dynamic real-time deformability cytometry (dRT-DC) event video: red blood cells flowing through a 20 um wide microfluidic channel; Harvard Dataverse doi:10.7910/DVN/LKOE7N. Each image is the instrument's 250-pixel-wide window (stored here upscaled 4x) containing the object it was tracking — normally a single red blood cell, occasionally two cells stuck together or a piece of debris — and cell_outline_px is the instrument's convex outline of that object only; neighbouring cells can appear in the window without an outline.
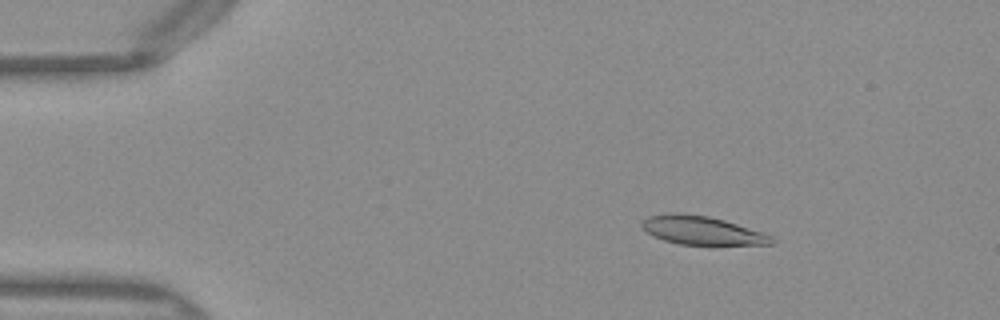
{"species": "Egyptian fruit bat (a non-hibernating species)", "species_latin": "Rousettus aegyptiacus", "temperature_condition": "warm", "stored_images_in_passage": 43, "camera_frame_rate_fps": 3000, "um_per_image_px": 0.085, "frame": {"image": 1, "passage_image": 1, "time_ms": 0.0, "image_size_px": [1000, 320], "cell_outline_px": [[776, 240], [772, 244], [716, 248], [680, 244], [664, 240], [648, 232], [640, 224], [648, 216], [708, 216], [724, 220], [764, 232], [772, 236]], "centroid_in_image_um": [59.89, 19.7], "position_along_channel_um": 25.1, "area_um2": 21.68}}
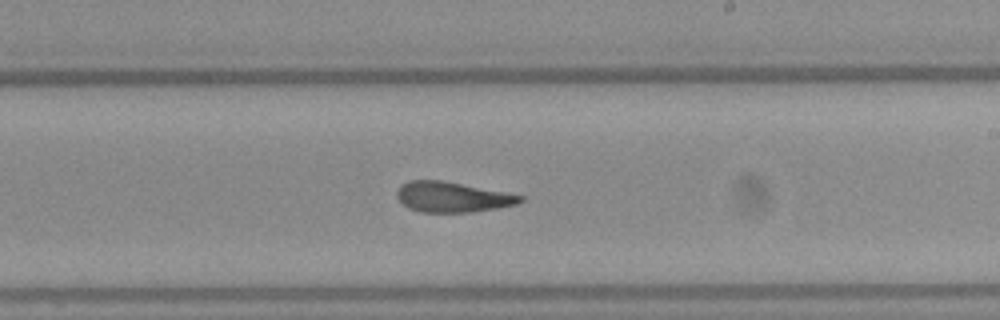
{"frame": {"image": 2, "passage_image": 23, "time_ms": 7.333, "image_size_px": [1000, 320], "cell_outline_px": [[524, 200], [516, 204], [496, 208], [472, 212], [420, 212], [408, 208], [400, 204], [396, 196], [396, 192], [400, 184], [408, 180], [444, 180], [524, 196]], "centroid_in_image_um": [38.37, 16.74], "position_along_channel_um": 250.6, "area_um2": 21.96}}
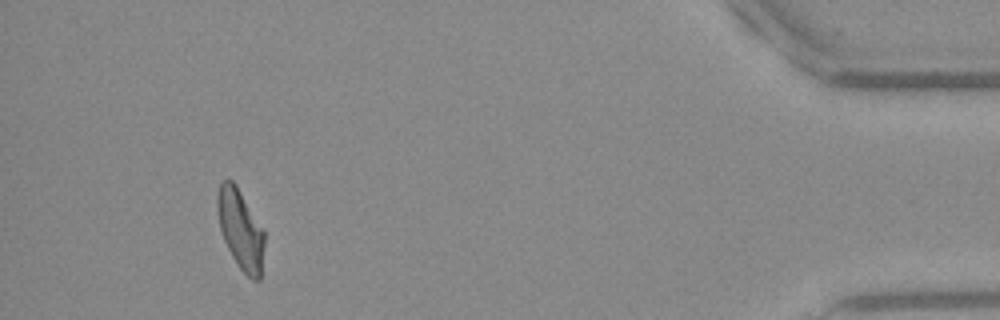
{"frame": {"image": 3, "passage_image": 40, "time_ms": 13.0, "image_size_px": [1000, 320], "cell_outline_px": [[264, 244], [260, 280], [252, 280], [240, 268], [232, 256], [224, 240], [220, 228], [216, 204], [216, 200], [220, 184], [224, 180], [232, 180], [236, 184], [264, 228]], "centroid_in_image_um": [20.46, 19.48], "position_along_channel_um": 414.7, "area_um2": 21.85}, "authors_computed_cell_mechanics": {"area_um2": 22.1952, "velocity_mm_per_s": 4.0468, "shape_relaxation_time_tau1_ms": null, "shape_relaxation_time_tau2_ms": 2.6705, "deformation_change_tau1": null, "deformation_change_tau2": 0.1206}}